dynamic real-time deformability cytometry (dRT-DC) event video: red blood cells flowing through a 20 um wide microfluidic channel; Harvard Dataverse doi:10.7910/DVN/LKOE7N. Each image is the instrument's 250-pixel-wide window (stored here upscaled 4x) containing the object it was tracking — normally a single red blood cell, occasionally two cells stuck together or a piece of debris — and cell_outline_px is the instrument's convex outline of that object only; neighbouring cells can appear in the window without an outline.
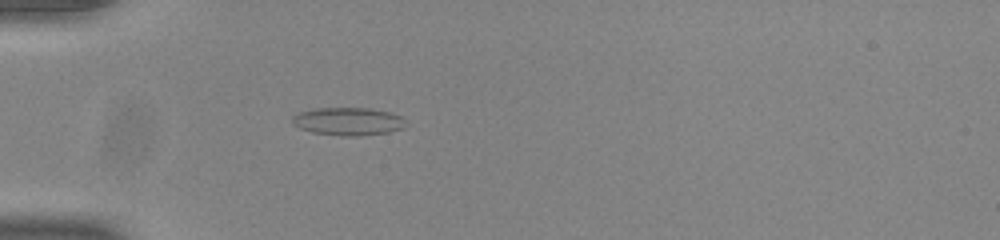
{"species": "common noctule bat (a hibernating species)", "species_latin": "Nyctalus noctula", "temperature_condition": "room temperature", "stored_images_in_passage": 53, "camera_frame_rate_fps": 3000, "um_per_image_px": 0.085, "animal": {"sex": "male", "body_mass_g": 20.0, "forearm_length_mm": 53.3}, "frame": {"image": 1, "passage_image": 17, "time_ms": 5.333, "image_size_px": [1000, 240], "cell_outline_px": [[404, 128], [388, 132], [356, 136], [344, 136], [312, 132], [300, 128], [292, 124], [292, 116], [300, 112], [316, 108], [368, 108], [388, 112], [400, 116], [404, 120]], "centroid_in_image_um": [29.56, 10.32], "position_along_channel_um": 55.4, "area_um2": 18.26}}
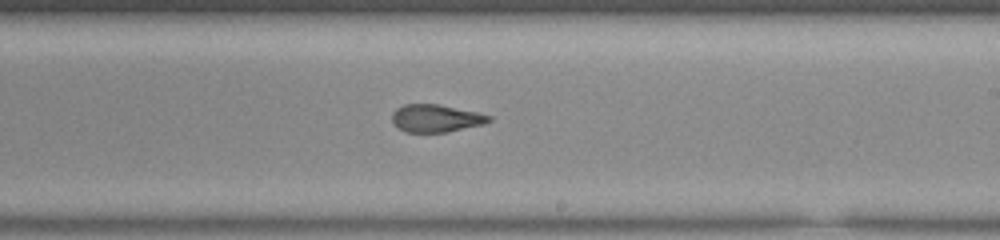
{"frame": {"image": 2, "passage_image": 33, "time_ms": 10.667, "image_size_px": [1000, 240], "cell_outline_px": [[492, 120], [484, 124], [448, 132], [404, 132], [392, 120], [392, 112], [396, 108], [404, 104], [436, 104], [476, 112], [492, 116]], "centroid_in_image_um": [37.06, 10.06], "position_along_channel_um": 251.9, "area_um2": 15.49}}
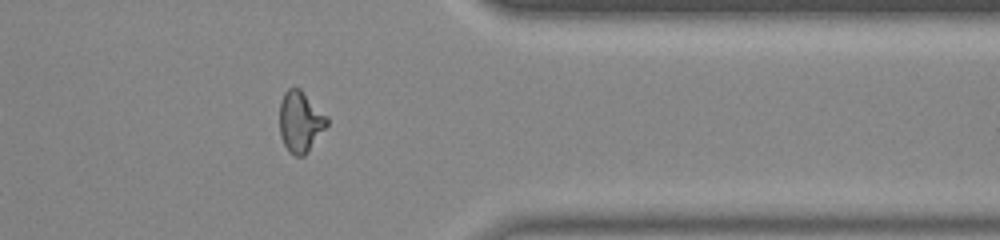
{"frame": {"image": 3, "passage_image": 44, "time_ms": 14.333, "image_size_px": [1000, 240], "cell_outline_px": [[328, 124], [304, 156], [296, 156], [288, 152], [280, 136], [280, 100], [284, 92], [288, 88], [300, 88], [328, 116]], "centroid_in_image_um": [25.52, 10.33], "position_along_channel_um": 385.9, "area_um2": 16.88}, "authors_computed_cell_mechanics": {"area_um2": 16.8776, "velocity_mm_per_s": 3.9038, "shape_relaxation_time_tau1_ms": null, "shape_relaxation_time_tau2_ms": 1.3846, "deformation_change_tau1": null, "deformation_change_tau2": 0.0912}}